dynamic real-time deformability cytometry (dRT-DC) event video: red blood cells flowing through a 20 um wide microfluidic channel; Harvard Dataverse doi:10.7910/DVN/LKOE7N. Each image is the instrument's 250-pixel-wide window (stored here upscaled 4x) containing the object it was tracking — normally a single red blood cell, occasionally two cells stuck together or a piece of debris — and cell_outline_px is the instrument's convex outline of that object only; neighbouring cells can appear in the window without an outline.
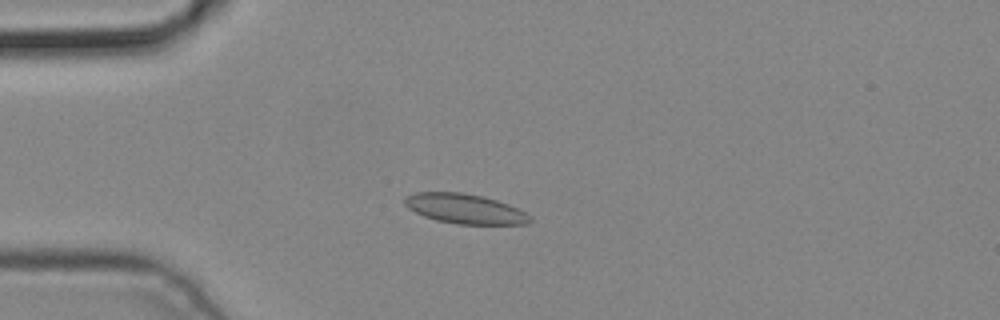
{"species": "common noctule bat (a hibernating species)", "species_latin": "Nyctalus noctula", "temperature_condition": "cold", "stored_images_in_passage": 3, "camera_frame_rate_fps": 3000, "um_per_image_px": 0.085, "animal": {"sex": "male", "body_mass_g": 19.2, "forearm_length_mm": 51.8}, "frame": {"image": 1, "passage_image": 2, "time_ms": 0.333, "image_size_px": [1000, 320], "cell_outline_px": [[532, 220], [528, 224], [456, 224], [436, 220], [424, 216], [408, 208], [404, 204], [404, 196], [416, 192], [460, 192], [484, 196], [520, 208], [532, 216]], "centroid_in_image_um": [39.54, 17.74], "position_along_channel_um": 45.5, "area_um2": 21.96}}